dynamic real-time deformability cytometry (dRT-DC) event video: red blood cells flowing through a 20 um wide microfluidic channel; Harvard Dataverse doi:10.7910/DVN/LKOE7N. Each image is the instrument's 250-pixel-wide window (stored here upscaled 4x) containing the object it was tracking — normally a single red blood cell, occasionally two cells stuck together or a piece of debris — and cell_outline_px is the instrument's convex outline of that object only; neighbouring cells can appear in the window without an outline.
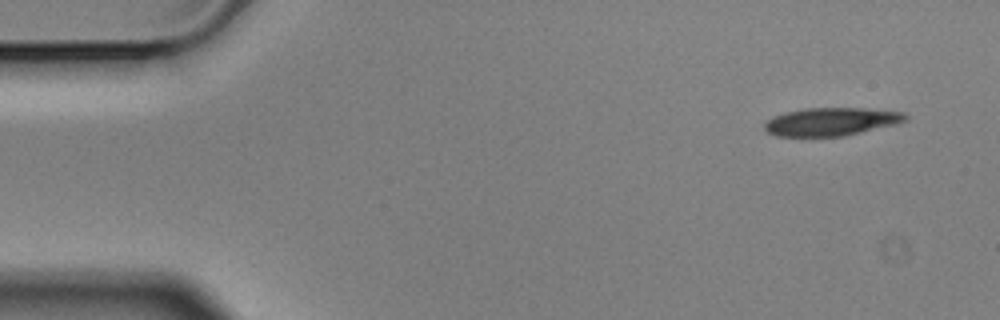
{"species": "Egyptian fruit bat (a non-hibernating species)", "species_latin": "Rousettus aegyptiacus", "temperature_condition": "cold", "stored_images_in_passage": 4, "camera_frame_rate_fps": 3000, "um_per_image_px": 0.085, "animal": {"sex": "male"}, "frame": {"image": 1, "passage_image": 1, "time_ms": 0.0, "image_size_px": [1000, 320], "cell_outline_px": [[908, 120], [900, 124], [844, 136], [776, 136], [768, 132], [764, 128], [764, 124], [768, 120], [776, 116], [788, 112], [804, 108], [864, 108], [904, 112], [908, 116]], "centroid_in_image_um": [70.75, 10.34], "position_along_channel_um": 14.3, "area_um2": 23.12}}
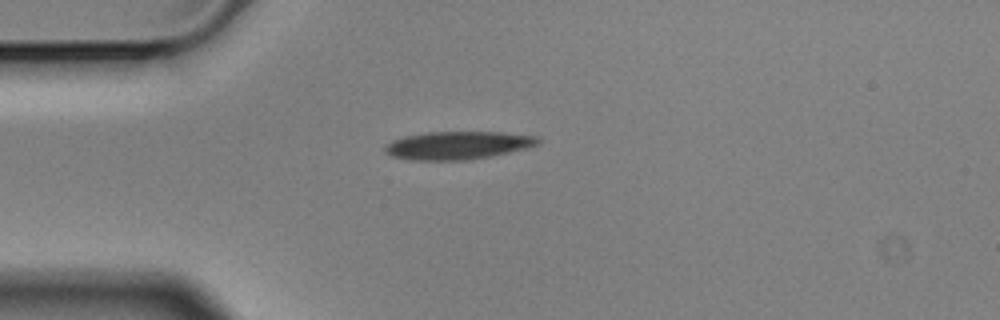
{"frame": {"image": 2, "passage_image": 4, "time_ms": 1.0, "image_size_px": [1000, 320], "cell_outline_px": [[540, 144], [492, 156], [468, 160], [412, 160], [392, 156], [384, 152], [384, 148], [392, 140], [404, 136], [428, 132], [500, 132], [540, 136]], "centroid_in_image_um": [38.92, 12.35], "position_along_channel_um": 46.1, "area_um2": 24.97}}